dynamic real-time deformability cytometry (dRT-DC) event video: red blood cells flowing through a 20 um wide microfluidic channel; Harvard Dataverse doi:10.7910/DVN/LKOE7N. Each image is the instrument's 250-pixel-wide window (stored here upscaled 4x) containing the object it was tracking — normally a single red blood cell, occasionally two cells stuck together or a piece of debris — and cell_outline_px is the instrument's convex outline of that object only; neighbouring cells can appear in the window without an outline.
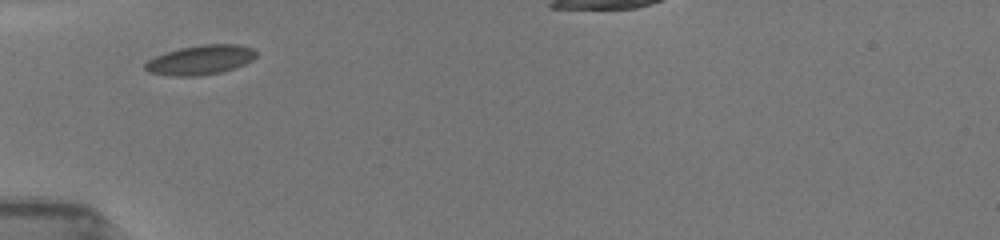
{"species": "common noctule bat (a hibernating species)", "species_latin": "Nyctalus noctula", "temperature_condition": "room temperature", "stored_images_in_passage": 33, "camera_frame_rate_fps": 3000, "um_per_image_px": 0.085, "animal": {"sex": "female", "body_mass_g": 19.5, "forearm_length_mm": 54.1}, "frame": {"image": 1, "passage_image": 1, "time_ms": 0.0, "image_size_px": [1000, 240], "cell_outline_px": [[256, 56], [252, 60], [244, 64], [220, 72], [200, 76], [172, 76], [148, 72], [144, 68], [144, 64], [148, 60], [156, 56], [180, 48], [200, 44], [236, 44], [252, 48], [256, 52]], "centroid_in_image_um": [17.02, 5.09], "position_along_channel_um": 68.0, "area_um2": 18.96}}
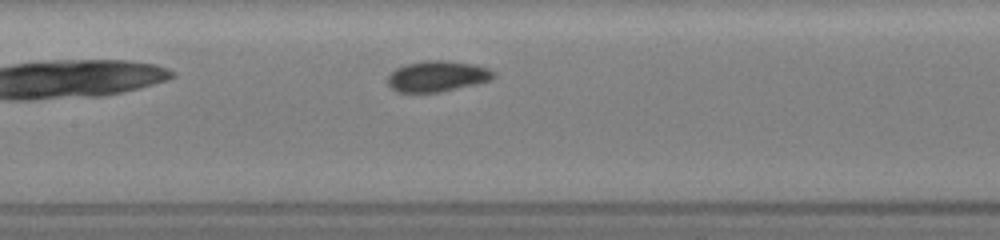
{"frame": {"image": 2, "passage_image": 10, "time_ms": 2.667, "image_size_px": [1000, 240], "cell_outline_px": [[496, 76], [492, 80], [476, 84], [440, 92], [396, 92], [388, 84], [388, 76], [396, 68], [408, 64], [424, 60], [444, 60], [476, 64], [488, 68], [496, 72]], "centroid_in_image_um": [37.22, 6.48], "position_along_channel_um": 170.2, "area_um2": 19.13}}
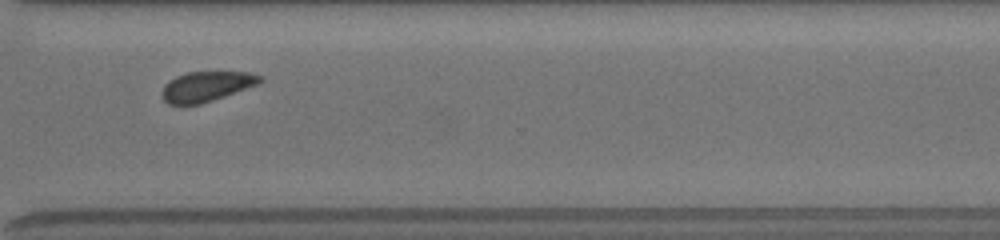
{"frame": {"image": 3, "passage_image": 24, "time_ms": 7.333, "image_size_px": [1000, 240], "cell_outline_px": [[264, 80], [260, 84], [200, 104], [168, 104], [160, 96], [160, 92], [164, 84], [168, 80], [176, 76], [188, 72], [252, 72], [264, 76]], "centroid_in_image_um": [17.56, 7.33], "position_along_channel_um": 353.0, "area_um2": 17.4}}